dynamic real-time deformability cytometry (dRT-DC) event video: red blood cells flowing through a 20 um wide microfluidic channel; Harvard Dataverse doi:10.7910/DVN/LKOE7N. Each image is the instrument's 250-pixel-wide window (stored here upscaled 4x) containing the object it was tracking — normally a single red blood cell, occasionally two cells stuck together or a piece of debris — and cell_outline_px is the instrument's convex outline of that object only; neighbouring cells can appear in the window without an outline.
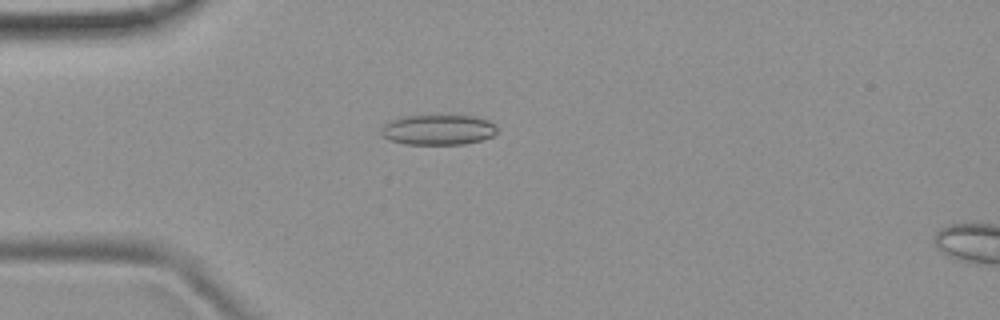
{"species": "common noctule bat (a hibernating species)", "species_latin": "Nyctalus noctula", "temperature_condition": "room temperature", "stored_images_in_passage": 52, "camera_frame_rate_fps": 3000, "um_per_image_px": 0.085, "animal": {"sex": "female", "body_mass_g": 19.9}, "frame": {"image": 1, "passage_image": 14, "time_ms": 4.333, "image_size_px": [1000, 320], "cell_outline_px": [[496, 132], [492, 136], [484, 140], [464, 144], [408, 144], [388, 140], [380, 136], [380, 128], [388, 120], [404, 116], [476, 116], [488, 120], [496, 124]], "centroid_in_image_um": [37.21, 11.03], "position_along_channel_um": 47.8, "area_um2": 20.69}}
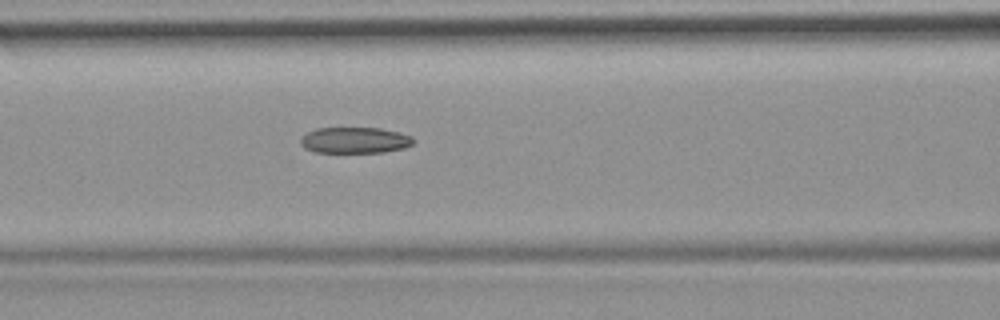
{"frame": {"image": 2, "passage_image": 22, "time_ms": 7.0, "image_size_px": [1000, 320], "cell_outline_px": [[416, 140], [412, 144], [404, 148], [384, 152], [316, 152], [304, 148], [300, 144], [300, 140], [308, 132], [316, 128], [380, 128], [412, 136]], "centroid_in_image_um": [30.17, 11.92], "position_along_channel_um": 136.4, "area_um2": 17.05}}
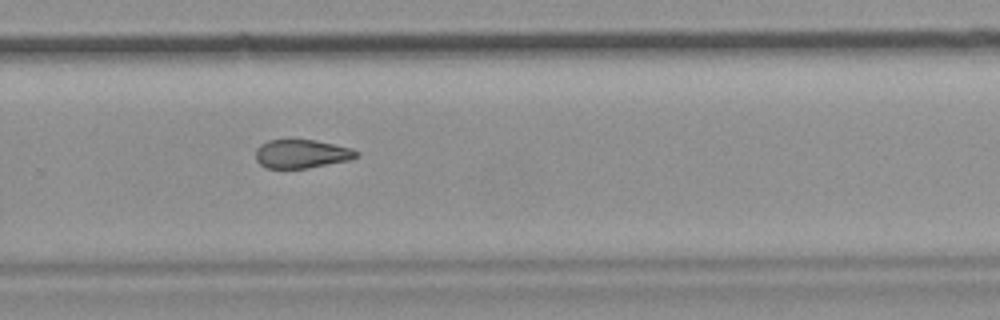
{"frame": {"image": 3, "passage_image": 35, "time_ms": 11.333, "image_size_px": [1000, 320], "cell_outline_px": [[360, 156], [348, 160], [308, 168], [264, 168], [256, 160], [256, 148], [260, 144], [268, 140], [316, 140], [352, 148], [360, 152]], "centroid_in_image_um": [25.64, 13.07], "position_along_channel_um": 304.2, "area_um2": 16.88}, "authors_computed_cell_mechanics": {"area_um2": 18.0336, "velocity_mm_per_s": 3.8876, "shape_relaxation_time_tau1_ms": null, "shape_relaxation_time_tau2_ms": 4.6467, "deformation_change_tau1": null, "deformation_change_tau2": 0.1214}}